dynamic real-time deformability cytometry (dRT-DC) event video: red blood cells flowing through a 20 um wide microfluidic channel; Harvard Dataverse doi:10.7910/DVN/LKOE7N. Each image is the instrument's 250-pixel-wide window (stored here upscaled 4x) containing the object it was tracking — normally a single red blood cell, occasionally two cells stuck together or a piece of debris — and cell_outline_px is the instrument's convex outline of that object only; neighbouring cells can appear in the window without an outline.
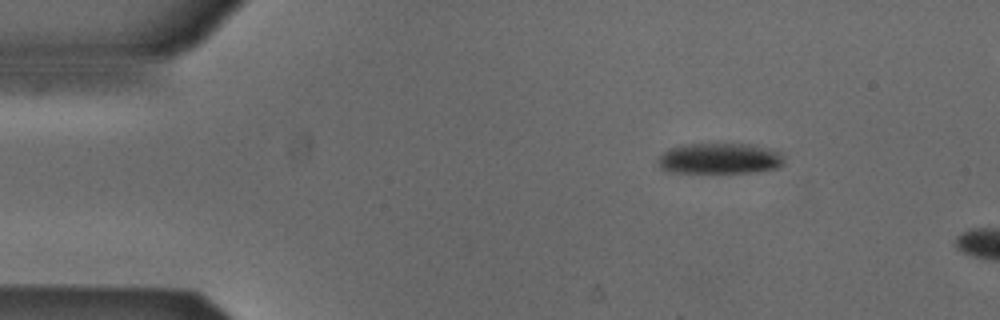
{"species": "Egyptian fruit bat (a non-hibernating species)", "species_latin": "Rousettus aegyptiacus", "temperature_condition": "cold", "stored_images_in_passage": 3, "camera_frame_rate_fps": 3000, "um_per_image_px": 0.085, "animal": {"sex": "male"}, "frame": {"image": 1, "passage_image": 2, "time_ms": 0.333, "image_size_px": [1000, 320], "cell_outline_px": [[784, 164], [776, 168], [760, 172], [668, 172], [660, 168], [656, 160], [668, 148], [684, 144], [724, 140], [756, 144], [784, 152]], "centroid_in_image_um": [61.23, 13.41], "position_along_channel_um": 23.8, "area_um2": 24.1}}